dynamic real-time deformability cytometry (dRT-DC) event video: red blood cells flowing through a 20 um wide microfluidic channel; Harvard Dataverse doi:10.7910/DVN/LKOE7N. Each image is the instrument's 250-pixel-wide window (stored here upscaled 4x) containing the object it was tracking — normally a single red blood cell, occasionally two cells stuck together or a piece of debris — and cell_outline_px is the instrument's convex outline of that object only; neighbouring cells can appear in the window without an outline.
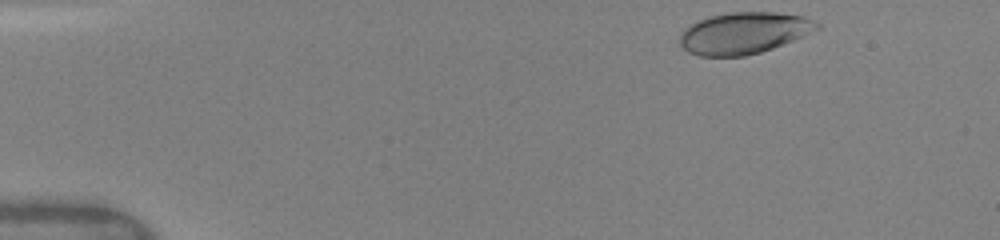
{"species": "human", "species_latin": "Homo sapiens", "temperature_condition": "warm", "stored_images_in_passage": 37, "camera_frame_rate_fps": 3000, "um_per_image_px": 0.085, "donor": {"sex": "female"}, "frame": {"image": 1, "passage_image": 1, "time_ms": 0.0, "image_size_px": [1000, 240], "cell_outline_px": [[820, 28], [804, 36], [772, 48], [760, 52], [744, 56], [700, 56], [688, 52], [680, 44], [680, 36], [684, 28], [700, 20], [712, 16], [728, 12], [772, 12], [804, 16], [820, 24]], "centroid_in_image_um": [63.24, 2.81], "position_along_channel_um": 21.8, "area_um2": 33.0}}
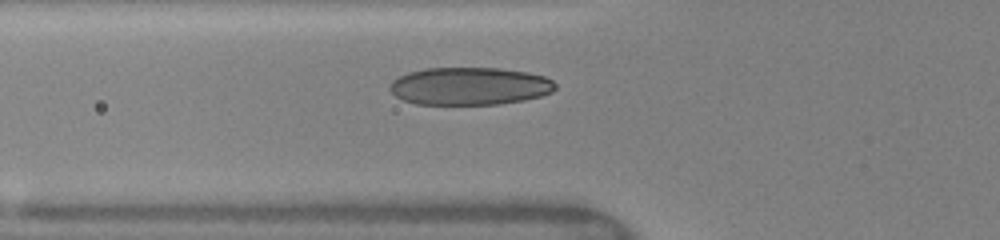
{"frame": {"image": 2, "passage_image": 10, "time_ms": 4.0, "image_size_px": [1000, 240], "cell_outline_px": [[556, 88], [552, 92], [540, 96], [524, 100], [500, 104], [416, 104], [404, 100], [396, 96], [388, 88], [388, 84], [392, 80], [408, 72], [424, 68], [500, 68], [528, 72], [544, 76], [552, 80], [556, 84]], "centroid_in_image_um": [39.91, 7.31], "position_along_channel_um": 85.9, "area_um2": 36.53}}
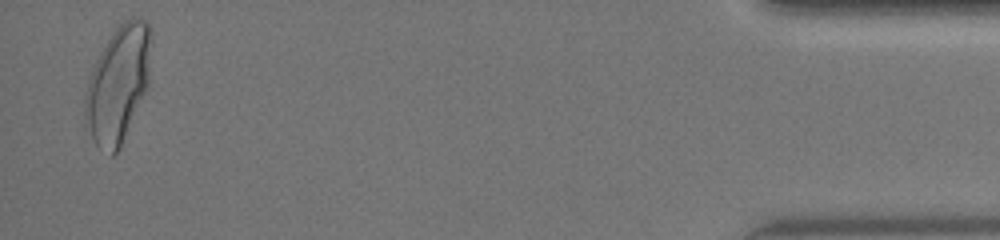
{"frame": {"image": 3, "passage_image": 36, "time_ms": 14.0, "image_size_px": [1000, 240], "cell_outline_px": [[152, 36], [148, 84], [120, 144], [116, 152], [112, 156], [96, 144], [92, 136], [84, 112], [84, 96], [88, 80], [92, 68], [100, 52], [112, 32], [124, 20], [132, 16], [140, 16], [148, 20], [152, 28]], "centroid_in_image_um": [10.06, 7.0], "position_along_channel_um": 425.1, "area_um2": 44.33}, "authors_computed_cell_mechanics": {"area_um2": 35.8938, "velocity_mm_per_s": 4.1203, "shape_relaxation_time_tau1_ms": 3.4825, "shape_relaxation_time_tau2_ms": null, "deformation_change_tau1": 0.1718, "deformation_change_tau2": null}}